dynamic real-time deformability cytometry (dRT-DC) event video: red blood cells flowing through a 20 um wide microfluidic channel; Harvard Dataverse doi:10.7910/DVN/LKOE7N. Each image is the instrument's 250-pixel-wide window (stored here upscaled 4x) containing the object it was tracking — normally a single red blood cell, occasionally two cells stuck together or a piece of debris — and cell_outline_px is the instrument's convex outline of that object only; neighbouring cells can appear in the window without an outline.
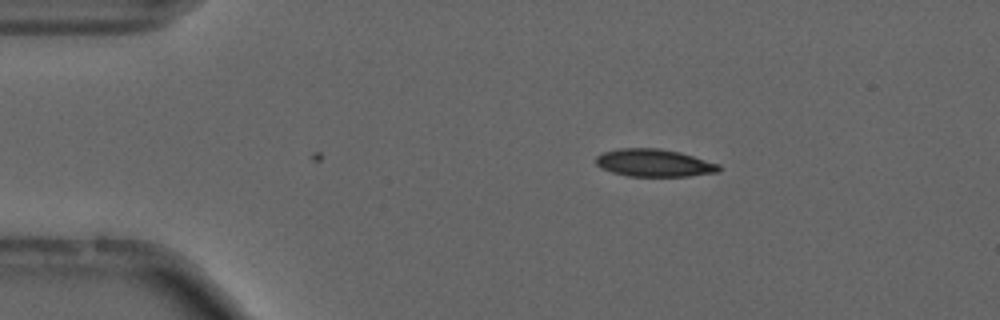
{"species": "common noctule bat (a hibernating species)", "species_latin": "Nyctalus noctula", "temperature_condition": "cold", "stored_images_in_passage": 2, "camera_frame_rate_fps": 3000, "um_per_image_px": 0.085, "animal": {"sex": "male", "forearm_length_mm": 52.5}, "frame": {"image": 1, "passage_image": 2, "time_ms": 0.333, "image_size_px": [1000, 320], "cell_outline_px": [[720, 172], [688, 176], [628, 176], [612, 172], [600, 168], [596, 164], [596, 156], [604, 152], [616, 148], [660, 148], [680, 152], [720, 164]], "centroid_in_image_um": [55.6, 13.84], "position_along_channel_um": 29.4, "area_um2": 19.88}}